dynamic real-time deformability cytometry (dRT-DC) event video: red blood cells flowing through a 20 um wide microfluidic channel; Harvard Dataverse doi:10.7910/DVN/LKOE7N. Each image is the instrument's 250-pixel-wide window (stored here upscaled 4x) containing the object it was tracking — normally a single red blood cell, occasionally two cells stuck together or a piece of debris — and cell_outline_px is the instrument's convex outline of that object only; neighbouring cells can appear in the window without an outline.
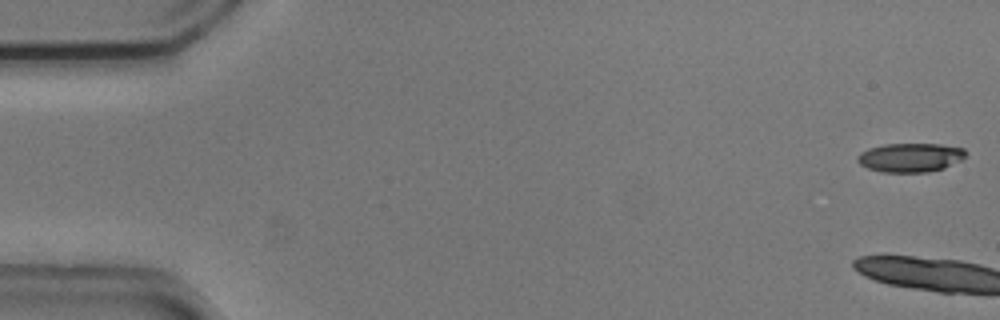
{"species": "common noctule bat (a hibernating species)", "species_latin": "Nyctalus noctula", "temperature_condition": "cold", "stored_images_in_passage": 4, "camera_frame_rate_fps": 3000, "um_per_image_px": 0.085, "animal": {"sex": "male", "body_mass_g": 20.5, "forearm_length_mm": 52.5}, "frame": {"image": 1, "passage_image": 1, "time_ms": 0.0, "image_size_px": [1000, 320], "cell_outline_px": [[968, 152], [960, 160], [944, 168], [928, 172], [880, 172], [868, 168], [860, 164], [856, 160], [856, 156], [860, 152], [868, 148], [884, 144], [940, 144], [964, 148]], "centroid_in_image_um": [77.35, 13.38], "position_along_channel_um": 7.6, "area_um2": 18.38}}